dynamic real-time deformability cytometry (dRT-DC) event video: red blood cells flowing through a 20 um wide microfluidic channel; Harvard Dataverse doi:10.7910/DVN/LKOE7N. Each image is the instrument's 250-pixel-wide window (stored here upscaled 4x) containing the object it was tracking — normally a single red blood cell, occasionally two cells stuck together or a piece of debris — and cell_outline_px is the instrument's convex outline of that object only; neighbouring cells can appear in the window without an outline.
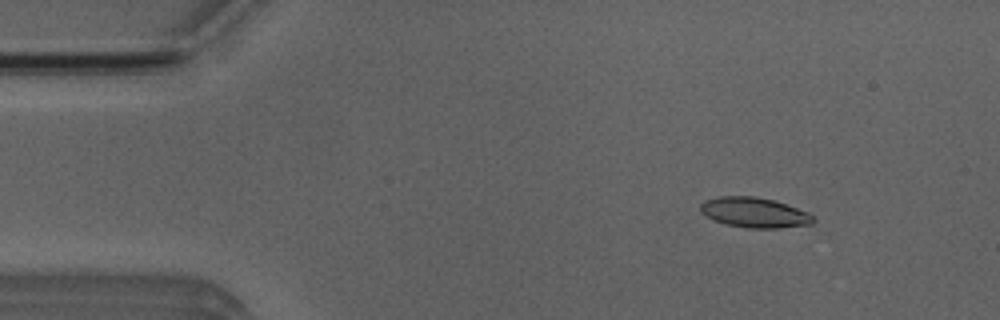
{"species": "Egyptian fruit bat (a non-hibernating species)", "species_latin": "Rousettus aegyptiacus", "temperature_condition": "room temperature", "stored_images_in_passage": 32, "camera_frame_rate_fps": 3000, "um_per_image_px": 0.085, "animal": {"sex": "male"}, "frame": {"image": 1, "passage_image": 7, "time_ms": 2.0, "image_size_px": [1000, 320], "cell_outline_px": [[816, 220], [812, 224], [776, 228], [748, 228], [728, 224], [712, 220], [700, 212], [700, 204], [704, 200], [720, 196], [756, 196], [772, 200], [808, 212]], "centroid_in_image_um": [64.09, 18.06], "position_along_channel_um": 20.9, "area_um2": 19.71}}
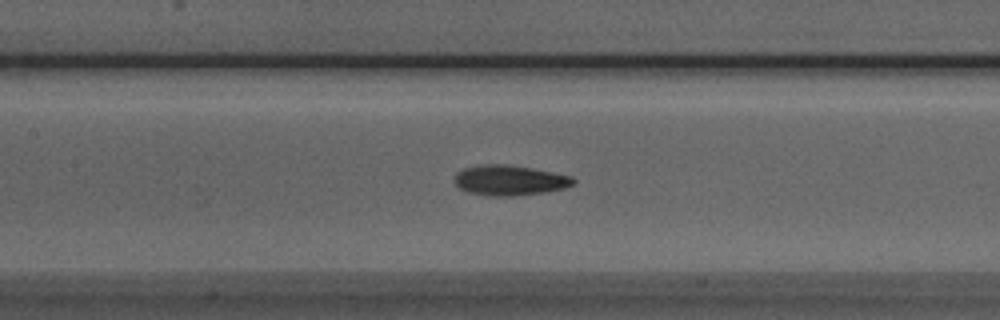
{"frame": {"image": 2, "passage_image": 24, "time_ms": 7.667, "image_size_px": [1000, 320], "cell_outline_px": [[576, 180], [572, 184], [564, 188], [544, 192], [512, 196], [492, 196], [468, 192], [460, 188], [452, 180], [456, 172], [464, 168], [480, 164], [508, 164], [532, 168], [572, 176]], "centroid_in_image_um": [43.28, 15.31], "position_along_channel_um": 164.1, "area_um2": 20.98}}
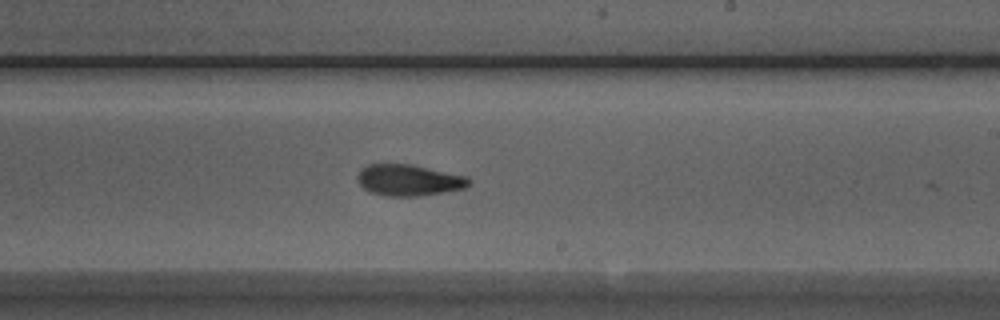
{"frame": {"image": 3, "passage_image": 31, "time_ms": 10.0, "image_size_px": [1000, 320], "cell_outline_px": [[472, 180], [464, 188], [420, 196], [384, 196], [372, 192], [364, 188], [356, 180], [356, 176], [368, 164], [412, 164], [468, 176]], "centroid_in_image_um": [34.76, 15.31], "position_along_channel_um": 254.2, "area_um2": 20.29}}